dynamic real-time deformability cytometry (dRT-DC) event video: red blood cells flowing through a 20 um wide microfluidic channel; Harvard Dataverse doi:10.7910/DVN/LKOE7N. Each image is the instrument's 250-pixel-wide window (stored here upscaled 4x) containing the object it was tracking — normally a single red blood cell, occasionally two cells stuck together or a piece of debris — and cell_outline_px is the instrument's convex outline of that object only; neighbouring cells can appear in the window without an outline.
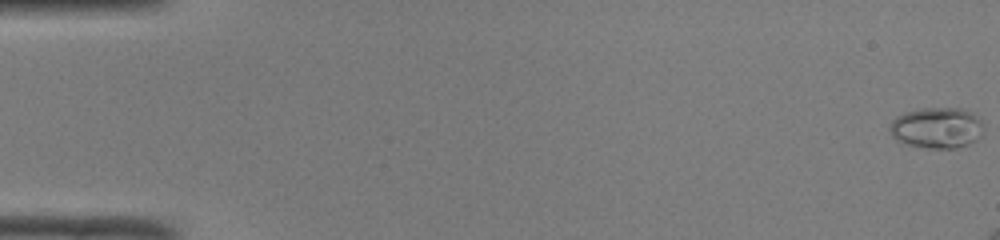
{"species": "common noctule bat (a hibernating species)", "species_latin": "Nyctalus noctula", "temperature_condition": "room temperature", "stored_images_in_passage": 12, "camera_frame_rate_fps": 3000, "um_per_image_px": 0.085, "animal": {"sex": "male", "body_mass_g": 19.0, "forearm_length_mm": 50.8}, "frame": {"image": 1, "passage_image": 1, "time_ms": 0.0, "image_size_px": [1000, 240], "cell_outline_px": [[984, 132], [976, 140], [968, 144], [956, 148], [928, 148], [908, 144], [896, 140], [892, 136], [888, 128], [888, 124], [896, 116], [904, 112], [924, 108], [960, 108], [972, 112], [980, 116], [984, 124]], "centroid_in_image_um": [79.65, 10.85], "position_along_channel_um": 5.3, "area_um2": 22.77}}